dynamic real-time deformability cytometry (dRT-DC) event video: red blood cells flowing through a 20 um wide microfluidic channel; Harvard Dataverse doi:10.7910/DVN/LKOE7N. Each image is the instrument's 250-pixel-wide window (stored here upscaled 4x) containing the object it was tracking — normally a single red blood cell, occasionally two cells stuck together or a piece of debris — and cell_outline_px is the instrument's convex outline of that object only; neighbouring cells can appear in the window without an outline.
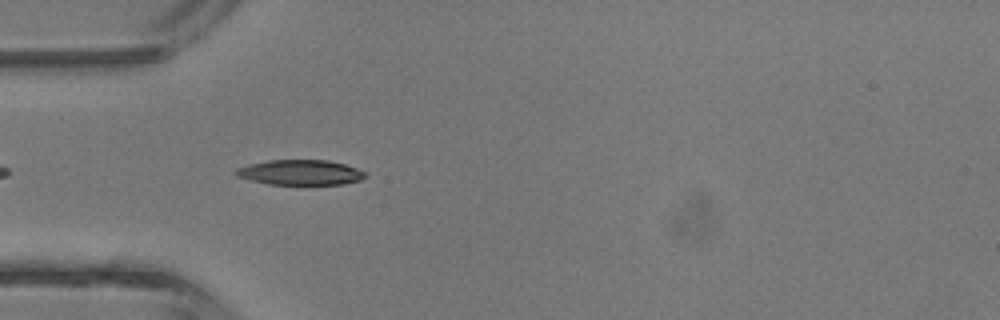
{"species": "common noctule bat (a hibernating species)", "species_latin": "Nyctalus noctula", "temperature_condition": "room temperature", "stored_images_in_passage": 14, "camera_frame_rate_fps": 3000, "um_per_image_px": 0.085, "animal": {"sex": "male", "body_mass_g": 13.3}, "frame": {"image": 1, "passage_image": 3, "time_ms": 0.667, "image_size_px": [1000, 320], "cell_outline_px": [[368, 176], [360, 180], [344, 184], [268, 184], [236, 176], [232, 172], [236, 168], [248, 164], [268, 160], [328, 160], [344, 164], [356, 168], [364, 172]], "centroid_in_image_um": [25.5, 14.65], "position_along_channel_um": 59.5, "area_um2": 18.96}}
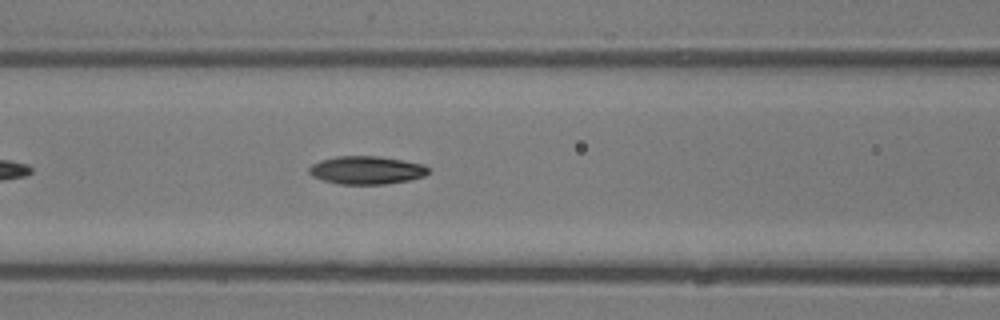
{"frame": {"image": 2, "passage_image": 8, "time_ms": 2.333, "image_size_px": [1000, 320], "cell_outline_px": [[428, 172], [424, 176], [408, 180], [384, 184], [340, 184], [324, 180], [312, 176], [308, 172], [308, 168], [312, 164], [320, 160], [336, 156], [376, 156], [400, 160], [420, 164], [428, 168]], "centroid_in_image_um": [31.09, 14.46], "position_along_channel_um": 135.5, "area_um2": 19.25}}